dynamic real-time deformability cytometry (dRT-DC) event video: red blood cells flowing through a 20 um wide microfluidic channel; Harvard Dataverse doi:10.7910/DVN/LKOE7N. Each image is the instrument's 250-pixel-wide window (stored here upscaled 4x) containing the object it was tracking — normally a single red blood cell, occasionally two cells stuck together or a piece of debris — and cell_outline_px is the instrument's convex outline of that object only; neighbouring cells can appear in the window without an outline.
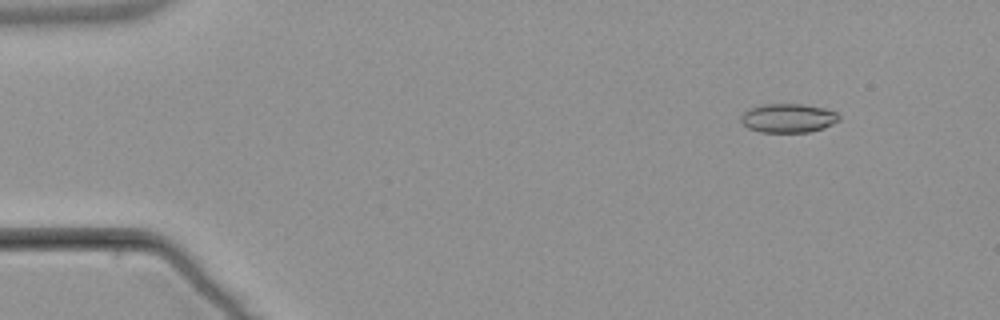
{"species": "common noctule bat (a hibernating species)", "species_latin": "Nyctalus noctula", "temperature_condition": "warm", "stored_images_in_passage": 4, "camera_frame_rate_fps": 3000, "um_per_image_px": 0.085, "animal": {"sex": "male", "body_mass_g": 21.5, "forearm_length_mm": 52.0}, "frame": {"image": 1, "passage_image": 2, "time_ms": 1.333, "image_size_px": [1000, 320], "cell_outline_px": [[840, 120], [824, 128], [808, 132], [760, 132], [748, 128], [740, 120], [740, 116], [748, 108], [760, 104], [804, 104], [824, 108], [836, 112], [840, 116]], "centroid_in_image_um": [66.98, 10.03], "position_along_channel_um": 18.0, "area_um2": 16.7}}
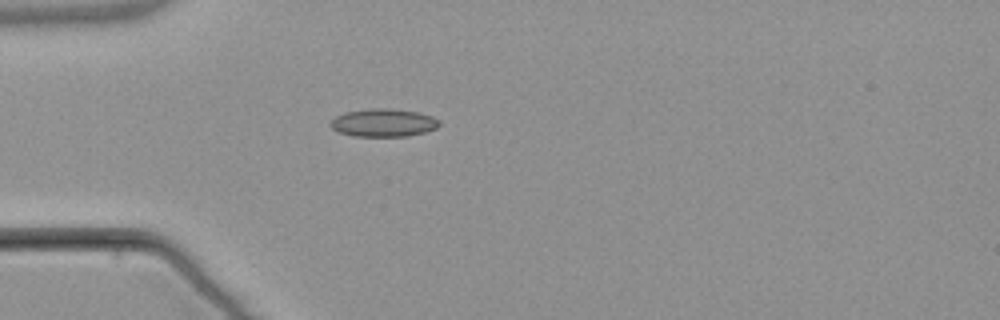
{"frame": {"image": 2, "passage_image": 4, "time_ms": 4.667, "image_size_px": [1000, 320], "cell_outline_px": [[440, 124], [436, 128], [424, 132], [408, 136], [352, 136], [340, 132], [332, 128], [328, 124], [336, 116], [344, 112], [372, 108], [388, 108], [416, 112], [432, 116], [440, 120]], "centroid_in_image_um": [32.58, 10.43], "position_along_channel_um": 52.4, "area_um2": 17.69}}